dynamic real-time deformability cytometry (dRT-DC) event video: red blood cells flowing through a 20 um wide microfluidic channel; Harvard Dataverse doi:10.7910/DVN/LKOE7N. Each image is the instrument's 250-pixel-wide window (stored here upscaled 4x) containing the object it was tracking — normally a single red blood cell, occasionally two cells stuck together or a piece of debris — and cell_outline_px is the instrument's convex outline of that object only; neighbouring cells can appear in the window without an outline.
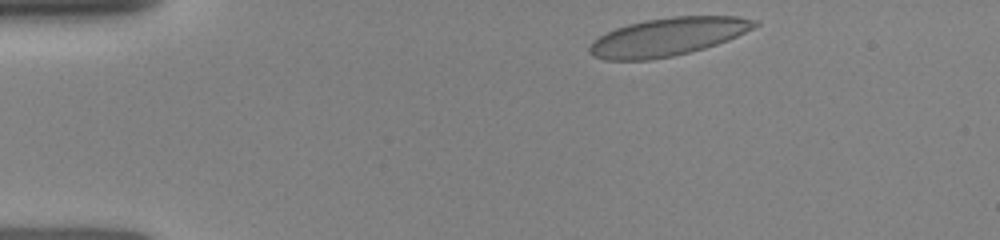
{"species": "human", "species_latin": "Homo sapiens", "temperature_condition": "room temperature", "stored_images_in_passage": 6, "camera_frame_rate_fps": 3000, "um_per_image_px": 0.085, "donor": {"sex": "female"}, "frame": {"image": 1, "passage_image": 1, "time_ms": 0.0, "image_size_px": [1000, 240], "cell_outline_px": [[760, 24], [728, 40], [704, 48], [672, 56], [648, 60], [604, 60], [592, 56], [588, 52], [588, 48], [592, 40], [616, 28], [628, 24], [644, 20], [672, 16], [736, 16], [760, 20]], "centroid_in_image_um": [56.74, 3.13], "position_along_channel_um": 28.3, "area_um2": 36.65}}
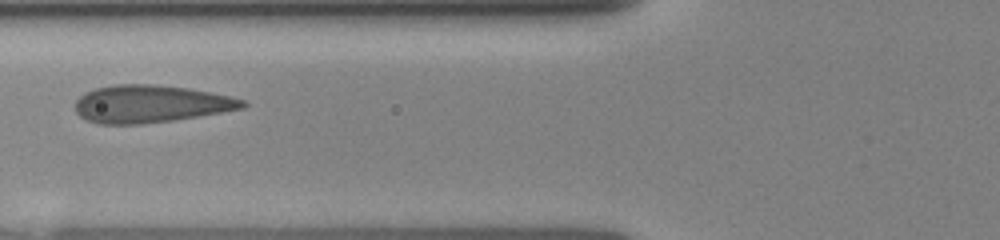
{"frame": {"image": 2, "passage_image": 4, "time_ms": 3.667, "image_size_px": [1000, 240], "cell_outline_px": [[248, 104], [244, 108], [172, 120], [144, 124], [96, 124], [84, 120], [76, 112], [76, 100], [84, 92], [96, 88], [116, 84], [152, 84], [188, 88], [228, 96], [244, 100]], "centroid_in_image_um": [12.74, 8.83], "position_along_channel_um": 113.1, "area_um2": 36.47}}
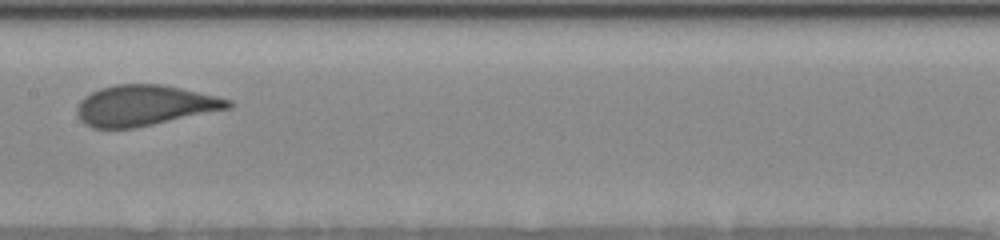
{"frame": {"image": 3, "passage_image": 6, "time_ms": 5.667, "image_size_px": [1000, 240], "cell_outline_px": [[236, 104], [232, 108], [132, 128], [92, 128], [80, 120], [76, 112], [76, 108], [80, 100], [84, 96], [100, 88], [116, 84], [164, 84], [216, 96], [232, 100]], "centroid_in_image_um": [12.3, 8.95], "position_along_channel_um": 195.1, "area_um2": 35.78}}